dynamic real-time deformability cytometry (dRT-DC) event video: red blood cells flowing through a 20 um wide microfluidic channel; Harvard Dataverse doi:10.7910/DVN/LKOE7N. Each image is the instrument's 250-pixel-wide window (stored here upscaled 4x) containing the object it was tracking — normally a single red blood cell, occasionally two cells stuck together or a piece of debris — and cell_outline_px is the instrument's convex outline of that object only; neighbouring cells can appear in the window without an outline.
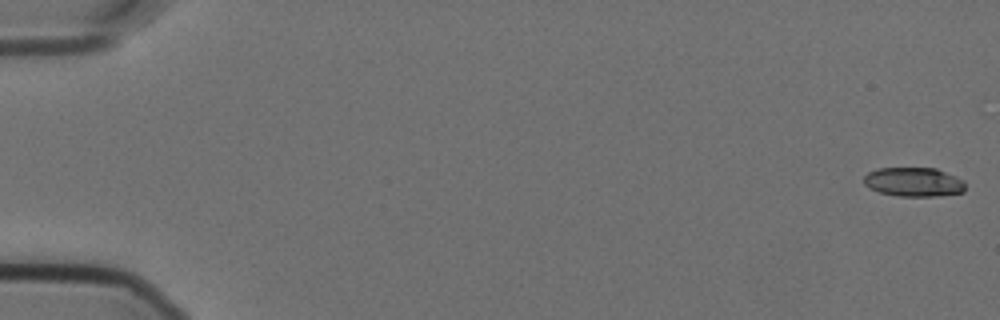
{"species": "Egyptian fruit bat (a non-hibernating species)", "species_latin": "Rousettus aegyptiacus", "temperature_condition": "cold", "stored_images_in_passage": 6, "camera_frame_rate_fps": 3000, "um_per_image_px": 0.085, "animal": {"sex": "female"}, "frame": {"image": 1, "passage_image": 1, "time_ms": 0.0, "image_size_px": [1000, 320], "cell_outline_px": [[964, 192], [936, 196], [900, 196], [880, 192], [868, 188], [864, 184], [864, 176], [868, 172], [880, 168], [936, 168], [956, 176], [964, 180]], "centroid_in_image_um": [77.67, 15.46], "position_along_channel_um": 7.3, "area_um2": 17.22}}